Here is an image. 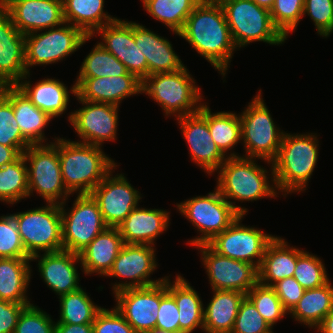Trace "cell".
<instances>
[{"label": "cell", "instance_id": "3957f363", "mask_svg": "<svg viewBox=\"0 0 333 333\" xmlns=\"http://www.w3.org/2000/svg\"><path fill=\"white\" fill-rule=\"evenodd\" d=\"M102 146L58 137V153L63 184L72 195L90 194L106 175L117 167Z\"/></svg>", "mask_w": 333, "mask_h": 333}, {"label": "cell", "instance_id": "c3c4849f", "mask_svg": "<svg viewBox=\"0 0 333 333\" xmlns=\"http://www.w3.org/2000/svg\"><path fill=\"white\" fill-rule=\"evenodd\" d=\"M306 14L320 36L326 38L333 33V0H304L303 16Z\"/></svg>", "mask_w": 333, "mask_h": 333}, {"label": "cell", "instance_id": "4316f807", "mask_svg": "<svg viewBox=\"0 0 333 333\" xmlns=\"http://www.w3.org/2000/svg\"><path fill=\"white\" fill-rule=\"evenodd\" d=\"M124 245L117 227H108L82 251L79 258L85 275L106 276Z\"/></svg>", "mask_w": 333, "mask_h": 333}, {"label": "cell", "instance_id": "ac0fdd59", "mask_svg": "<svg viewBox=\"0 0 333 333\" xmlns=\"http://www.w3.org/2000/svg\"><path fill=\"white\" fill-rule=\"evenodd\" d=\"M206 104L204 102L199 112L176 118V120L189 146L192 161L211 175L219 170L228 157L220 151L211 137Z\"/></svg>", "mask_w": 333, "mask_h": 333}, {"label": "cell", "instance_id": "83f0119b", "mask_svg": "<svg viewBox=\"0 0 333 333\" xmlns=\"http://www.w3.org/2000/svg\"><path fill=\"white\" fill-rule=\"evenodd\" d=\"M9 102L23 137L31 145L48 144L44 128L53 118L37 108L17 85H9Z\"/></svg>", "mask_w": 333, "mask_h": 333}, {"label": "cell", "instance_id": "1f68e13d", "mask_svg": "<svg viewBox=\"0 0 333 333\" xmlns=\"http://www.w3.org/2000/svg\"><path fill=\"white\" fill-rule=\"evenodd\" d=\"M167 292L177 304L180 333H192L197 327L203 330V301L188 281L178 275L171 283L168 276Z\"/></svg>", "mask_w": 333, "mask_h": 333}, {"label": "cell", "instance_id": "94428289", "mask_svg": "<svg viewBox=\"0 0 333 333\" xmlns=\"http://www.w3.org/2000/svg\"><path fill=\"white\" fill-rule=\"evenodd\" d=\"M5 3V0H0V6H3Z\"/></svg>", "mask_w": 333, "mask_h": 333}, {"label": "cell", "instance_id": "74e56055", "mask_svg": "<svg viewBox=\"0 0 333 333\" xmlns=\"http://www.w3.org/2000/svg\"><path fill=\"white\" fill-rule=\"evenodd\" d=\"M60 318L56 324H92L103 308L93 303L87 292L80 289L59 296Z\"/></svg>", "mask_w": 333, "mask_h": 333}, {"label": "cell", "instance_id": "60d3db41", "mask_svg": "<svg viewBox=\"0 0 333 333\" xmlns=\"http://www.w3.org/2000/svg\"><path fill=\"white\" fill-rule=\"evenodd\" d=\"M0 144L19 147L23 152L31 144L23 137L9 102V85L0 86Z\"/></svg>", "mask_w": 333, "mask_h": 333}, {"label": "cell", "instance_id": "52a82bcc", "mask_svg": "<svg viewBox=\"0 0 333 333\" xmlns=\"http://www.w3.org/2000/svg\"><path fill=\"white\" fill-rule=\"evenodd\" d=\"M248 103L240 113L241 141L245 155L243 157L263 159L272 164L276 159L285 132L275 125L263 98L262 90Z\"/></svg>", "mask_w": 333, "mask_h": 333}, {"label": "cell", "instance_id": "d4e9b609", "mask_svg": "<svg viewBox=\"0 0 333 333\" xmlns=\"http://www.w3.org/2000/svg\"><path fill=\"white\" fill-rule=\"evenodd\" d=\"M170 213L163 209L135 207L117 227L124 244L155 245V239L170 225Z\"/></svg>", "mask_w": 333, "mask_h": 333}, {"label": "cell", "instance_id": "91938a15", "mask_svg": "<svg viewBox=\"0 0 333 333\" xmlns=\"http://www.w3.org/2000/svg\"><path fill=\"white\" fill-rule=\"evenodd\" d=\"M199 1H205V2H219L220 0H199Z\"/></svg>", "mask_w": 333, "mask_h": 333}, {"label": "cell", "instance_id": "f6af8a7d", "mask_svg": "<svg viewBox=\"0 0 333 333\" xmlns=\"http://www.w3.org/2000/svg\"><path fill=\"white\" fill-rule=\"evenodd\" d=\"M0 258H31L25 251L12 214L0 216Z\"/></svg>", "mask_w": 333, "mask_h": 333}, {"label": "cell", "instance_id": "cb8c5ba5", "mask_svg": "<svg viewBox=\"0 0 333 333\" xmlns=\"http://www.w3.org/2000/svg\"><path fill=\"white\" fill-rule=\"evenodd\" d=\"M31 261H38V270L47 286L58 296L74 292L81 288L76 263L79 254L67 250L48 252L32 256Z\"/></svg>", "mask_w": 333, "mask_h": 333}, {"label": "cell", "instance_id": "4fadbf2b", "mask_svg": "<svg viewBox=\"0 0 333 333\" xmlns=\"http://www.w3.org/2000/svg\"><path fill=\"white\" fill-rule=\"evenodd\" d=\"M240 215L227 229L215 235L207 245L219 255L260 267L266 247L275 235L241 224ZM256 259V260H255Z\"/></svg>", "mask_w": 333, "mask_h": 333}, {"label": "cell", "instance_id": "7dc6e473", "mask_svg": "<svg viewBox=\"0 0 333 333\" xmlns=\"http://www.w3.org/2000/svg\"><path fill=\"white\" fill-rule=\"evenodd\" d=\"M271 325L245 297L241 302L231 333H274Z\"/></svg>", "mask_w": 333, "mask_h": 333}, {"label": "cell", "instance_id": "5b68a950", "mask_svg": "<svg viewBox=\"0 0 333 333\" xmlns=\"http://www.w3.org/2000/svg\"><path fill=\"white\" fill-rule=\"evenodd\" d=\"M187 67L176 72L155 73L142 81V94L157 102L165 113L175 118L199 112L203 96Z\"/></svg>", "mask_w": 333, "mask_h": 333}, {"label": "cell", "instance_id": "e0dca14e", "mask_svg": "<svg viewBox=\"0 0 333 333\" xmlns=\"http://www.w3.org/2000/svg\"><path fill=\"white\" fill-rule=\"evenodd\" d=\"M113 171L90 192L108 227H118L142 199L141 193L134 189L124 174L113 175Z\"/></svg>", "mask_w": 333, "mask_h": 333}, {"label": "cell", "instance_id": "f546056e", "mask_svg": "<svg viewBox=\"0 0 333 333\" xmlns=\"http://www.w3.org/2000/svg\"><path fill=\"white\" fill-rule=\"evenodd\" d=\"M296 264L297 248L290 247L285 239L275 236L266 247L258 268V282L273 286L280 280L293 277Z\"/></svg>", "mask_w": 333, "mask_h": 333}, {"label": "cell", "instance_id": "9f6ffc18", "mask_svg": "<svg viewBox=\"0 0 333 333\" xmlns=\"http://www.w3.org/2000/svg\"><path fill=\"white\" fill-rule=\"evenodd\" d=\"M315 328L321 333H333V310Z\"/></svg>", "mask_w": 333, "mask_h": 333}, {"label": "cell", "instance_id": "8d00e7d4", "mask_svg": "<svg viewBox=\"0 0 333 333\" xmlns=\"http://www.w3.org/2000/svg\"><path fill=\"white\" fill-rule=\"evenodd\" d=\"M199 2V0H142L147 13L165 24L175 35H179L186 19Z\"/></svg>", "mask_w": 333, "mask_h": 333}, {"label": "cell", "instance_id": "4dcf8cb0", "mask_svg": "<svg viewBox=\"0 0 333 333\" xmlns=\"http://www.w3.org/2000/svg\"><path fill=\"white\" fill-rule=\"evenodd\" d=\"M213 297L203 309V331L231 333L245 293L229 290H212Z\"/></svg>", "mask_w": 333, "mask_h": 333}, {"label": "cell", "instance_id": "7c38bea8", "mask_svg": "<svg viewBox=\"0 0 333 333\" xmlns=\"http://www.w3.org/2000/svg\"><path fill=\"white\" fill-rule=\"evenodd\" d=\"M66 201L60 204L62 216L63 250L79 253L98 234L108 228L97 202L90 194L77 195L72 209H65Z\"/></svg>", "mask_w": 333, "mask_h": 333}, {"label": "cell", "instance_id": "b9f144b4", "mask_svg": "<svg viewBox=\"0 0 333 333\" xmlns=\"http://www.w3.org/2000/svg\"><path fill=\"white\" fill-rule=\"evenodd\" d=\"M325 264L315 254L297 248V264L293 277L305 289L321 287L330 280Z\"/></svg>", "mask_w": 333, "mask_h": 333}, {"label": "cell", "instance_id": "6da1fadb", "mask_svg": "<svg viewBox=\"0 0 333 333\" xmlns=\"http://www.w3.org/2000/svg\"><path fill=\"white\" fill-rule=\"evenodd\" d=\"M178 36L192 45L224 78L237 48L219 2L200 1Z\"/></svg>", "mask_w": 333, "mask_h": 333}, {"label": "cell", "instance_id": "d6986e66", "mask_svg": "<svg viewBox=\"0 0 333 333\" xmlns=\"http://www.w3.org/2000/svg\"><path fill=\"white\" fill-rule=\"evenodd\" d=\"M3 7L24 35L55 28L65 22L61 0H5Z\"/></svg>", "mask_w": 333, "mask_h": 333}, {"label": "cell", "instance_id": "f5cc1de1", "mask_svg": "<svg viewBox=\"0 0 333 333\" xmlns=\"http://www.w3.org/2000/svg\"><path fill=\"white\" fill-rule=\"evenodd\" d=\"M27 305L30 304L0 300V333H14L18 317Z\"/></svg>", "mask_w": 333, "mask_h": 333}, {"label": "cell", "instance_id": "7a4b0ae2", "mask_svg": "<svg viewBox=\"0 0 333 333\" xmlns=\"http://www.w3.org/2000/svg\"><path fill=\"white\" fill-rule=\"evenodd\" d=\"M315 135L284 133L269 174L276 189L281 191L283 196L306 190L319 153V141Z\"/></svg>", "mask_w": 333, "mask_h": 333}, {"label": "cell", "instance_id": "681fc988", "mask_svg": "<svg viewBox=\"0 0 333 333\" xmlns=\"http://www.w3.org/2000/svg\"><path fill=\"white\" fill-rule=\"evenodd\" d=\"M156 328L180 333L179 312L175 299L167 292V276L160 282V306Z\"/></svg>", "mask_w": 333, "mask_h": 333}, {"label": "cell", "instance_id": "db71d44e", "mask_svg": "<svg viewBox=\"0 0 333 333\" xmlns=\"http://www.w3.org/2000/svg\"><path fill=\"white\" fill-rule=\"evenodd\" d=\"M23 151L19 147H8L0 144V168L15 161Z\"/></svg>", "mask_w": 333, "mask_h": 333}, {"label": "cell", "instance_id": "5bb4252c", "mask_svg": "<svg viewBox=\"0 0 333 333\" xmlns=\"http://www.w3.org/2000/svg\"><path fill=\"white\" fill-rule=\"evenodd\" d=\"M200 250L212 290L239 291L247 294L258 282V269L251 263L219 255L207 244L195 246Z\"/></svg>", "mask_w": 333, "mask_h": 333}, {"label": "cell", "instance_id": "2e32d148", "mask_svg": "<svg viewBox=\"0 0 333 333\" xmlns=\"http://www.w3.org/2000/svg\"><path fill=\"white\" fill-rule=\"evenodd\" d=\"M76 98L83 107L70 112L68 120L81 138L77 142L102 146L104 141L116 140L119 106Z\"/></svg>", "mask_w": 333, "mask_h": 333}, {"label": "cell", "instance_id": "603a6c76", "mask_svg": "<svg viewBox=\"0 0 333 333\" xmlns=\"http://www.w3.org/2000/svg\"><path fill=\"white\" fill-rule=\"evenodd\" d=\"M26 74L25 35L0 6V86L16 85Z\"/></svg>", "mask_w": 333, "mask_h": 333}, {"label": "cell", "instance_id": "836d02e7", "mask_svg": "<svg viewBox=\"0 0 333 333\" xmlns=\"http://www.w3.org/2000/svg\"><path fill=\"white\" fill-rule=\"evenodd\" d=\"M104 3V0H64V21L81 29L87 36H95L99 28L117 19L104 12Z\"/></svg>", "mask_w": 333, "mask_h": 333}, {"label": "cell", "instance_id": "8fae6325", "mask_svg": "<svg viewBox=\"0 0 333 333\" xmlns=\"http://www.w3.org/2000/svg\"><path fill=\"white\" fill-rule=\"evenodd\" d=\"M93 38L81 29L64 22L62 25L25 35L26 72L36 65L57 63L81 48Z\"/></svg>", "mask_w": 333, "mask_h": 333}, {"label": "cell", "instance_id": "f35d334b", "mask_svg": "<svg viewBox=\"0 0 333 333\" xmlns=\"http://www.w3.org/2000/svg\"><path fill=\"white\" fill-rule=\"evenodd\" d=\"M28 196V169L21 154L15 161L0 168V201L13 205Z\"/></svg>", "mask_w": 333, "mask_h": 333}, {"label": "cell", "instance_id": "816d5d0a", "mask_svg": "<svg viewBox=\"0 0 333 333\" xmlns=\"http://www.w3.org/2000/svg\"><path fill=\"white\" fill-rule=\"evenodd\" d=\"M283 307L290 312L302 298L305 289L295 280L294 277L285 278L272 286Z\"/></svg>", "mask_w": 333, "mask_h": 333}, {"label": "cell", "instance_id": "8992f818", "mask_svg": "<svg viewBox=\"0 0 333 333\" xmlns=\"http://www.w3.org/2000/svg\"><path fill=\"white\" fill-rule=\"evenodd\" d=\"M219 3L237 49L254 41L281 45L287 40L273 25L270 10L252 0H220Z\"/></svg>", "mask_w": 333, "mask_h": 333}, {"label": "cell", "instance_id": "e575fe53", "mask_svg": "<svg viewBox=\"0 0 333 333\" xmlns=\"http://www.w3.org/2000/svg\"><path fill=\"white\" fill-rule=\"evenodd\" d=\"M333 310V286L330 281L325 285L305 290L302 298L288 313L295 321L309 328L317 327Z\"/></svg>", "mask_w": 333, "mask_h": 333}, {"label": "cell", "instance_id": "7402d4cb", "mask_svg": "<svg viewBox=\"0 0 333 333\" xmlns=\"http://www.w3.org/2000/svg\"><path fill=\"white\" fill-rule=\"evenodd\" d=\"M95 33L102 37L99 43L124 64L129 73L141 81L147 77V61L135 43L132 21L117 18Z\"/></svg>", "mask_w": 333, "mask_h": 333}, {"label": "cell", "instance_id": "bcb514c9", "mask_svg": "<svg viewBox=\"0 0 333 333\" xmlns=\"http://www.w3.org/2000/svg\"><path fill=\"white\" fill-rule=\"evenodd\" d=\"M55 325L49 314L31 303L21 311L14 333H55Z\"/></svg>", "mask_w": 333, "mask_h": 333}, {"label": "cell", "instance_id": "ab89813d", "mask_svg": "<svg viewBox=\"0 0 333 333\" xmlns=\"http://www.w3.org/2000/svg\"><path fill=\"white\" fill-rule=\"evenodd\" d=\"M78 78H95L125 75L128 71L114 55L100 43L84 58Z\"/></svg>", "mask_w": 333, "mask_h": 333}, {"label": "cell", "instance_id": "7bdbcfd3", "mask_svg": "<svg viewBox=\"0 0 333 333\" xmlns=\"http://www.w3.org/2000/svg\"><path fill=\"white\" fill-rule=\"evenodd\" d=\"M260 315L273 327L289 313L282 305L275 289L257 282L246 294Z\"/></svg>", "mask_w": 333, "mask_h": 333}, {"label": "cell", "instance_id": "44dd1931", "mask_svg": "<svg viewBox=\"0 0 333 333\" xmlns=\"http://www.w3.org/2000/svg\"><path fill=\"white\" fill-rule=\"evenodd\" d=\"M70 94L81 100L119 106L126 97L142 94V81L127 72L120 76L76 78Z\"/></svg>", "mask_w": 333, "mask_h": 333}, {"label": "cell", "instance_id": "484cf974", "mask_svg": "<svg viewBox=\"0 0 333 333\" xmlns=\"http://www.w3.org/2000/svg\"><path fill=\"white\" fill-rule=\"evenodd\" d=\"M133 36L146 58L147 77L155 73L176 72L185 67L168 39L136 22H133Z\"/></svg>", "mask_w": 333, "mask_h": 333}, {"label": "cell", "instance_id": "30bf717a", "mask_svg": "<svg viewBox=\"0 0 333 333\" xmlns=\"http://www.w3.org/2000/svg\"><path fill=\"white\" fill-rule=\"evenodd\" d=\"M176 206L178 211L201 233L199 237L196 236L188 241L193 246L207 244L240 216L223 198L217 187L206 196H196Z\"/></svg>", "mask_w": 333, "mask_h": 333}, {"label": "cell", "instance_id": "f1b7e54d", "mask_svg": "<svg viewBox=\"0 0 333 333\" xmlns=\"http://www.w3.org/2000/svg\"><path fill=\"white\" fill-rule=\"evenodd\" d=\"M29 75L30 73H27L16 85L31 102L53 119L65 113L70 99L66 85L59 79L44 78L35 83L33 87V84L29 80L27 81Z\"/></svg>", "mask_w": 333, "mask_h": 333}, {"label": "cell", "instance_id": "ffe728a7", "mask_svg": "<svg viewBox=\"0 0 333 333\" xmlns=\"http://www.w3.org/2000/svg\"><path fill=\"white\" fill-rule=\"evenodd\" d=\"M116 309L136 333L156 328L160 306V283L142 288H129L114 294Z\"/></svg>", "mask_w": 333, "mask_h": 333}, {"label": "cell", "instance_id": "11a10c76", "mask_svg": "<svg viewBox=\"0 0 333 333\" xmlns=\"http://www.w3.org/2000/svg\"><path fill=\"white\" fill-rule=\"evenodd\" d=\"M55 333H93V324H56Z\"/></svg>", "mask_w": 333, "mask_h": 333}, {"label": "cell", "instance_id": "9c48e42d", "mask_svg": "<svg viewBox=\"0 0 333 333\" xmlns=\"http://www.w3.org/2000/svg\"><path fill=\"white\" fill-rule=\"evenodd\" d=\"M12 214L17 224L26 253L32 257L41 252L63 250L62 216L59 204Z\"/></svg>", "mask_w": 333, "mask_h": 333}, {"label": "cell", "instance_id": "680465c9", "mask_svg": "<svg viewBox=\"0 0 333 333\" xmlns=\"http://www.w3.org/2000/svg\"><path fill=\"white\" fill-rule=\"evenodd\" d=\"M147 333H177V332H168V331H165V330L154 328V329H152L151 331H149Z\"/></svg>", "mask_w": 333, "mask_h": 333}, {"label": "cell", "instance_id": "277c9868", "mask_svg": "<svg viewBox=\"0 0 333 333\" xmlns=\"http://www.w3.org/2000/svg\"><path fill=\"white\" fill-rule=\"evenodd\" d=\"M255 162L257 161L254 158L228 157L218 170L216 187L223 198L244 216L248 209L235 205L236 202L231 199L242 203L265 197L275 198L278 194L275 183L268 180L269 171Z\"/></svg>", "mask_w": 333, "mask_h": 333}, {"label": "cell", "instance_id": "ee69618b", "mask_svg": "<svg viewBox=\"0 0 333 333\" xmlns=\"http://www.w3.org/2000/svg\"><path fill=\"white\" fill-rule=\"evenodd\" d=\"M304 0H275L270 9L273 25L287 39L303 19Z\"/></svg>", "mask_w": 333, "mask_h": 333}, {"label": "cell", "instance_id": "6f0895ef", "mask_svg": "<svg viewBox=\"0 0 333 333\" xmlns=\"http://www.w3.org/2000/svg\"><path fill=\"white\" fill-rule=\"evenodd\" d=\"M255 2L258 6L264 7L268 10H270L275 2V0H252Z\"/></svg>", "mask_w": 333, "mask_h": 333}, {"label": "cell", "instance_id": "ba28073f", "mask_svg": "<svg viewBox=\"0 0 333 333\" xmlns=\"http://www.w3.org/2000/svg\"><path fill=\"white\" fill-rule=\"evenodd\" d=\"M54 141H49L50 144L31 145L23 152V156L28 169L29 197L35 191L47 203L60 205L71 194L67 191L62 180L58 137H55Z\"/></svg>", "mask_w": 333, "mask_h": 333}, {"label": "cell", "instance_id": "d590c367", "mask_svg": "<svg viewBox=\"0 0 333 333\" xmlns=\"http://www.w3.org/2000/svg\"><path fill=\"white\" fill-rule=\"evenodd\" d=\"M207 123L213 141L225 156H241L234 152L227 153L241 142V120L238 114L229 111L212 113L207 105Z\"/></svg>", "mask_w": 333, "mask_h": 333}, {"label": "cell", "instance_id": "f907efd6", "mask_svg": "<svg viewBox=\"0 0 333 333\" xmlns=\"http://www.w3.org/2000/svg\"><path fill=\"white\" fill-rule=\"evenodd\" d=\"M92 324L93 333H136L115 306L110 310L102 308Z\"/></svg>", "mask_w": 333, "mask_h": 333}, {"label": "cell", "instance_id": "9a60e30c", "mask_svg": "<svg viewBox=\"0 0 333 333\" xmlns=\"http://www.w3.org/2000/svg\"><path fill=\"white\" fill-rule=\"evenodd\" d=\"M154 247L153 245H123L112 268L105 277L128 279L131 282L120 281L114 283L112 290L114 294L124 289L156 285L165 279V277L156 280L149 279L158 266Z\"/></svg>", "mask_w": 333, "mask_h": 333}, {"label": "cell", "instance_id": "d6a6232c", "mask_svg": "<svg viewBox=\"0 0 333 333\" xmlns=\"http://www.w3.org/2000/svg\"><path fill=\"white\" fill-rule=\"evenodd\" d=\"M30 258H0V300L31 304L27 288L31 278Z\"/></svg>", "mask_w": 333, "mask_h": 333}]
</instances>
